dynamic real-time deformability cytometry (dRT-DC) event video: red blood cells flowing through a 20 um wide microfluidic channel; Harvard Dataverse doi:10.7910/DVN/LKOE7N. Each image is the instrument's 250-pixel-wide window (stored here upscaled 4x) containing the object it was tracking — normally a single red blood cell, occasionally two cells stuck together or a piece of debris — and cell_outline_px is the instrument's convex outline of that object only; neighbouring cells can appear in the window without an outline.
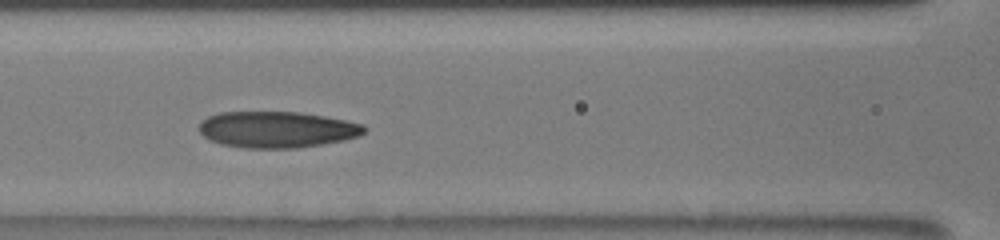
{"species": "human", "species_latin": "Homo sapiens", "temperature_condition": "room temperature", "stored_images_in_passage": 22, "camera_frame_rate_fps": 3000, "um_per_image_px": 0.085, "donor": {"sex": "male"}, "frame": {"image": 1, "passage_image": 7, "time_ms": 6.667, "image_size_px": [1000, 240], "cell_outline_px": [[368, 128], [360, 136], [344, 140], [296, 148], [244, 148], [220, 144], [208, 140], [200, 132], [200, 124], [208, 116], [220, 112], [300, 112], [324, 116], [364, 124]], "centroid_in_image_um": [23.55, 11.01], "position_along_channel_um": 143.1, "area_um2": 34.97}}
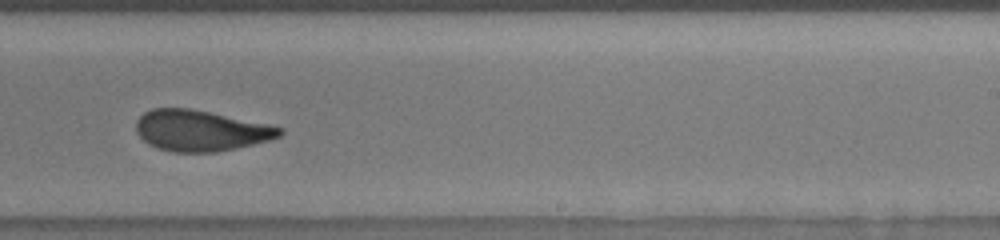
{"frame": {"image": 2, "passage_image": 13, "time_ms": 10.0, "image_size_px": [1000, 240], "cell_outline_px": [[284, 132], [280, 136], [268, 140], [236, 148], [216, 152], [172, 152], [156, 148], [148, 144], [136, 132], [136, 120], [144, 112], [152, 108], [188, 108], [268, 124], [284, 128]], "centroid_in_image_um": [17.02, 11.1], "position_along_channel_um": 272.0, "area_um2": 34.1}}
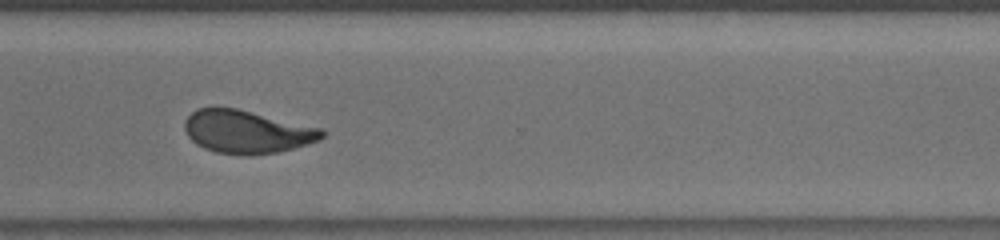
{"frame": {"image": 3, "passage_image": 16, "time_ms": 12.0, "image_size_px": [1000, 240], "cell_outline_px": [[324, 136], [320, 140], [308, 144], [276, 152], [216, 152], [204, 148], [196, 144], [188, 136], [184, 128], [184, 120], [196, 108], [236, 108], [320, 128], [324, 132]], "centroid_in_image_um": [20.95, 11.16], "position_along_channel_um": 349.6, "area_um2": 33.29}, "authors_computed_cell_mechanics": {"area_um2": 34.4488, "velocity_mm_per_s": 3.8821, "shape_relaxation_time_tau1_ms": 3.576, "shape_relaxation_time_tau2_ms": 1.0416, "deformation_change_tau1": 0.1344, "deformation_change_tau2": 0.076}}